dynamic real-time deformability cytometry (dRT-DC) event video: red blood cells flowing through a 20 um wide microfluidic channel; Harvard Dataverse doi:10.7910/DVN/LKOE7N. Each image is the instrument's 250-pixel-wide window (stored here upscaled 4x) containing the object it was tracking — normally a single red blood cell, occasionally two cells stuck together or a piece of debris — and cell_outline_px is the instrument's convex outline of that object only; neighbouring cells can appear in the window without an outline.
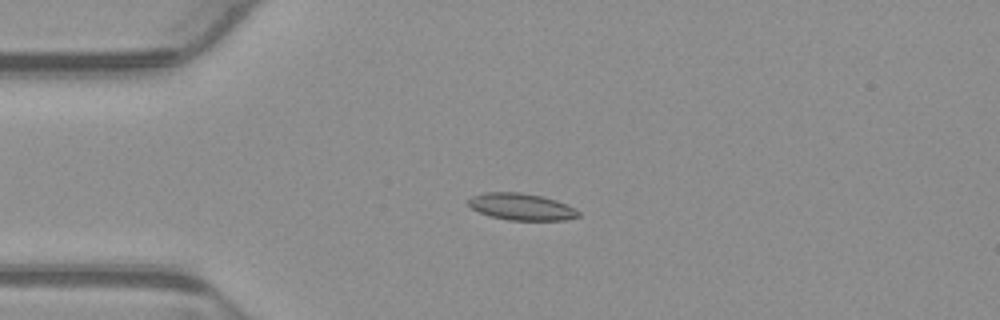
{"species": "common noctule bat (a hibernating species)", "species_latin": "Nyctalus noctula", "temperature_condition": "warm", "stored_images_in_passage": 6, "camera_frame_rate_fps": 3000, "um_per_image_px": 0.085, "animal": {"sex": "male", "body_mass_g": 23.1, "forearm_length_mm": 52.7}, "frame": {"image": 1, "passage_image": 2, "time_ms": 0.333, "image_size_px": [1000, 320], "cell_outline_px": [[580, 216], [564, 220], [508, 220], [492, 216], [480, 212], [472, 208], [468, 204], [468, 200], [472, 196], [484, 192], [520, 192], [544, 196], [556, 200], [576, 208], [580, 212]], "centroid_in_image_um": [44.35, 17.56], "position_along_channel_um": 40.7, "area_um2": 17.22}}
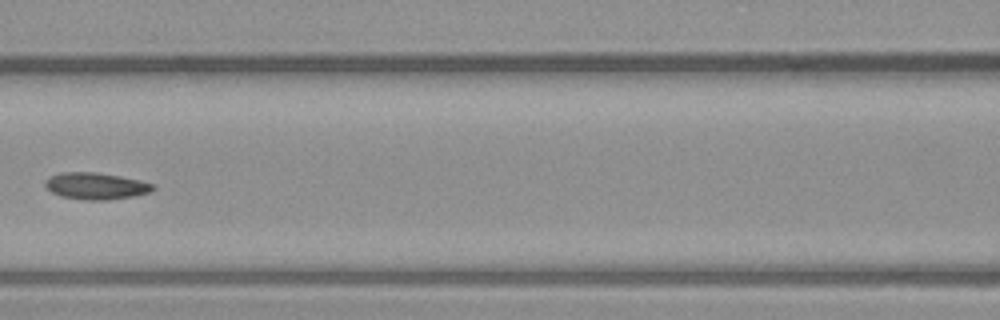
{"frame": {"image": 2, "passage_image": 5, "time_ms": 1.333, "image_size_px": [1000, 320], "cell_outline_px": [[156, 188], [152, 192], [132, 196], [108, 200], [84, 200], [60, 196], [52, 192], [44, 184], [44, 180], [48, 176], [60, 172], [96, 172], [120, 176], [140, 180], [152, 184]], "centroid_in_image_um": [8.13, 15.8], "position_along_channel_um": 158.5, "area_um2": 16.94}}
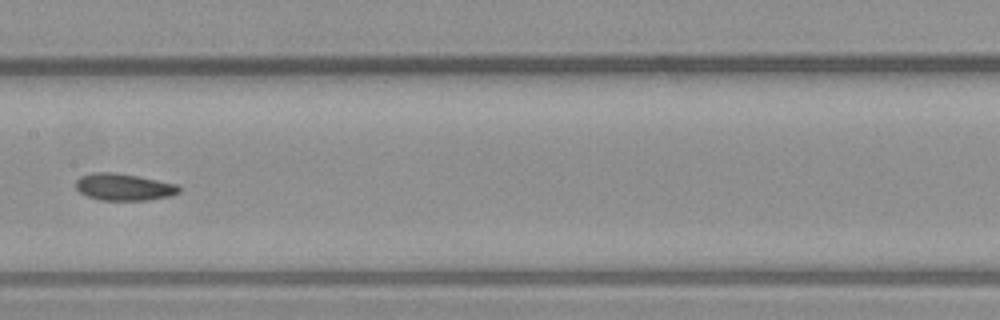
{"frame": {"image": 3, "passage_image": 6, "time_ms": 1.667, "image_size_px": [1000, 320], "cell_outline_px": [[180, 192], [168, 196], [148, 200], [100, 200], [88, 196], [80, 192], [76, 188], [76, 180], [80, 176], [92, 172], [112, 172], [136, 176], [176, 184], [180, 188]], "centroid_in_image_um": [10.49, 15.89], "position_along_channel_um": 196.9, "area_um2": 16.01}}